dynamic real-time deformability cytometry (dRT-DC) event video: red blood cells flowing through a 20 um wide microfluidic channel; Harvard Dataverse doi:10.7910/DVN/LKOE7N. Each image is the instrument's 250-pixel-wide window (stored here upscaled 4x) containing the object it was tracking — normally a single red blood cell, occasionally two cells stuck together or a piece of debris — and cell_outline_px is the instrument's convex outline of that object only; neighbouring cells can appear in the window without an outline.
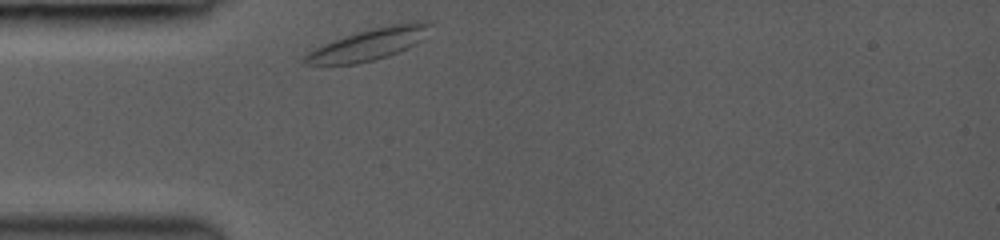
{"species": "common noctule bat (a hibernating species)", "species_latin": "Nyctalus noctula", "temperature_condition": "room temperature", "stored_images_in_passage": 32, "camera_frame_rate_fps": 3000, "um_per_image_px": 0.085, "animal": {"sex": "female", "body_mass_g": 19.0, "forearm_length_mm": 53.3}, "frame": {"image": 1, "passage_image": 1, "time_ms": 0.0, "image_size_px": [1000, 240], "cell_outline_px": [[432, 24], [420, 40], [408, 48], [388, 56], [376, 60], [356, 64], [320, 68], [304, 64], [300, 60], [308, 52], [332, 40], [356, 32], [372, 28], [392, 24], [424, 20], [432, 20]], "centroid_in_image_um": [31.23, 3.82], "position_along_channel_um": 53.8, "area_um2": 23.76}}
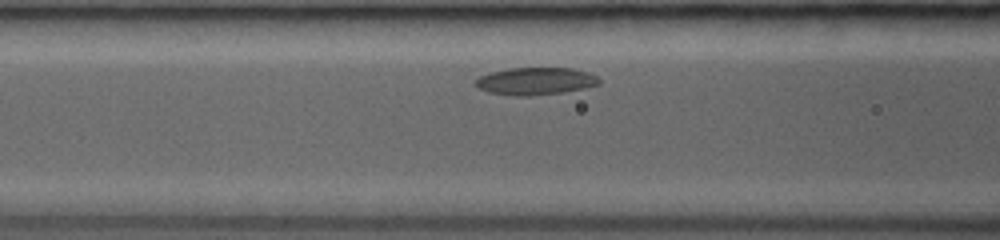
{"frame": {"image": 2, "passage_image": 16, "time_ms": 2.0, "image_size_px": [1000, 240], "cell_outline_px": [[600, 84], [584, 88], [560, 92], [528, 96], [516, 96], [488, 92], [480, 88], [476, 84], [476, 80], [480, 76], [492, 72], [508, 68], [572, 68], [588, 72], [596, 76], [600, 80]], "centroid_in_image_um": [45.53, 6.89], "position_along_channel_um": 121.1, "area_um2": 19.48}}
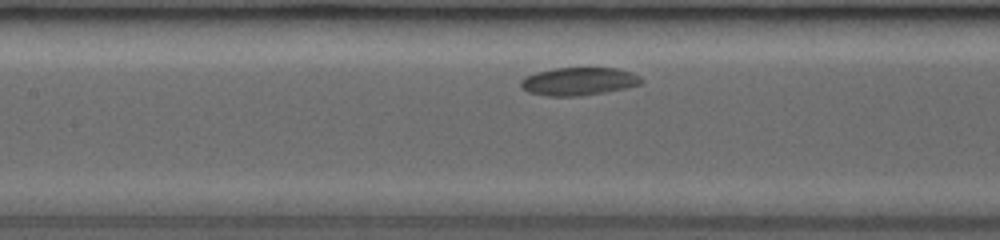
{"frame": {"image": 3, "passage_image": 25, "time_ms": 3.0, "image_size_px": [1000, 240], "cell_outline_px": [[644, 80], [640, 84], [624, 88], [604, 92], [580, 96], [548, 96], [528, 92], [520, 88], [520, 80], [524, 76], [536, 72], [552, 68], [616, 68], [632, 72], [640, 76]], "centroid_in_image_um": [49.15, 6.91], "position_along_channel_um": 158.3, "area_um2": 19.77}}